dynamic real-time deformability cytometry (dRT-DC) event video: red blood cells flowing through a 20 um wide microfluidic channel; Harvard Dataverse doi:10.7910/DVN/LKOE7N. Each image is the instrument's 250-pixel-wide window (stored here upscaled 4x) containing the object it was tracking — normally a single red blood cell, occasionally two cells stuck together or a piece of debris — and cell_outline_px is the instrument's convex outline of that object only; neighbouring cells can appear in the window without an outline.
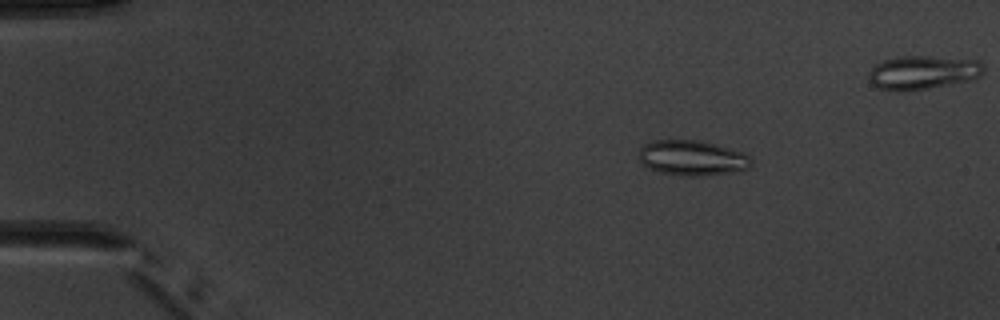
{"species": "common noctule bat (a hibernating species)", "species_latin": "Nyctalus noctula", "temperature_condition": "warm", "stored_images_in_passage": 4, "camera_frame_rate_fps": 3000, "um_per_image_px": 0.085, "animal": {"sex": "male", "body_mass_g": 20.1, "forearm_length_mm": 53.5}, "frame": {"image": 1, "passage_image": 1, "time_ms": 0.0, "image_size_px": [1000, 320], "cell_outline_px": [[752, 164], [748, 168], [732, 172], [696, 176], [684, 176], [660, 172], [648, 168], [636, 156], [640, 148], [644, 144], [656, 140], [704, 140], [744, 152], [752, 160]], "centroid_in_image_um": [58.82, 13.41], "position_along_channel_um": 26.2, "area_um2": 23.24}}